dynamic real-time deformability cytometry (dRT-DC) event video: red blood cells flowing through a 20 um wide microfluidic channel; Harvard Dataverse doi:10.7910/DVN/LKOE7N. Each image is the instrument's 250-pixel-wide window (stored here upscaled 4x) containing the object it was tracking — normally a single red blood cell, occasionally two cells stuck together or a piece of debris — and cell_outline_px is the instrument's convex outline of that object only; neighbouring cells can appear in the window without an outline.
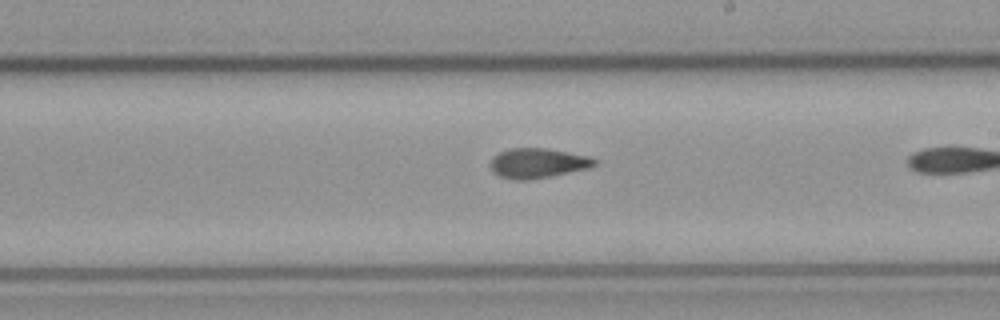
{"species": "common noctule bat (a hibernating species)", "species_latin": "Nyctalus noctula", "temperature_condition": "cold", "stored_images_in_passage": 10, "camera_frame_rate_fps": 3000, "um_per_image_px": 0.085, "animal": {"sex": "male", "body_mass_g": 23.1, "forearm_length_mm": 52.7}, "frame": {"image": 1, "passage_image": 9, "time_ms": 2.667, "image_size_px": [1000, 320], "cell_outline_px": [[596, 164], [588, 168], [528, 180], [512, 180], [500, 176], [492, 172], [492, 156], [500, 152], [512, 148], [548, 148], [588, 156], [596, 160]], "centroid_in_image_um": [45.68, 13.86], "position_along_channel_um": 243.3, "area_um2": 17.86}}